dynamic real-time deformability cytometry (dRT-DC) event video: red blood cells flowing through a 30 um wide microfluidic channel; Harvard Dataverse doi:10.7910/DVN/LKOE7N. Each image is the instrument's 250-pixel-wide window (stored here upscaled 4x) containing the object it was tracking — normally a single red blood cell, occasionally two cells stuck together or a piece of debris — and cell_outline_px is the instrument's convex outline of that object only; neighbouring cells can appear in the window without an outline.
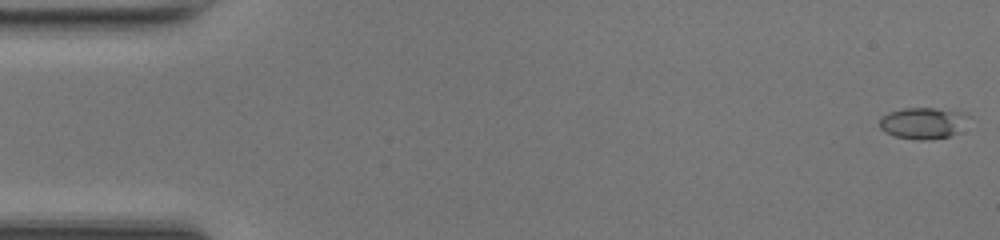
{"species": "common noctule bat (a hibernating species)", "species_latin": "Nyctalus noctula", "temperature_condition": "room temperature", "stored_images_in_passage": 49, "camera_frame_rate_fps": 3000, "um_per_image_px": 0.085, "animal": {"sex": "female", "body_mass_g": 17.0, "forearm_length_mm": 48.0}, "frame": {"image": 1, "passage_image": 1, "time_ms": 0.0, "image_size_px": [1000, 240], "cell_outline_px": [[972, 116], [948, 136], [924, 140], [896, 136], [884, 132], [880, 128], [880, 116], [888, 112], [904, 108], [936, 108], [968, 112]], "centroid_in_image_um": [78.42, 10.42], "position_along_channel_um": 6.6, "area_um2": 16.07}}
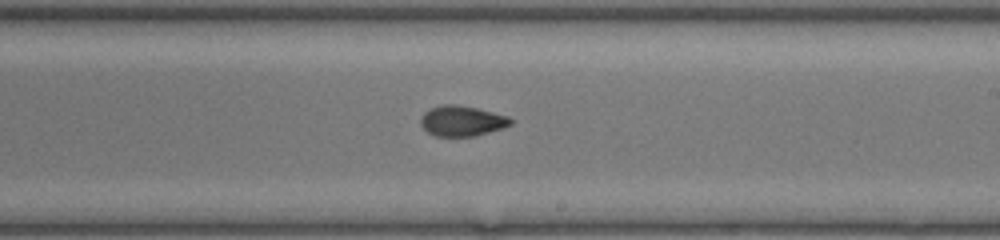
{"frame": {"image": 2, "passage_image": 29, "time_ms": 9.333, "image_size_px": [1000, 240], "cell_outline_px": [[512, 124], [504, 128], [472, 136], [436, 136], [428, 132], [420, 124], [420, 120], [424, 112], [440, 104], [456, 104], [476, 108], [508, 116], [512, 120]], "centroid_in_image_um": [39.26, 10.27], "position_along_channel_um": 249.7, "area_um2": 15.84}}
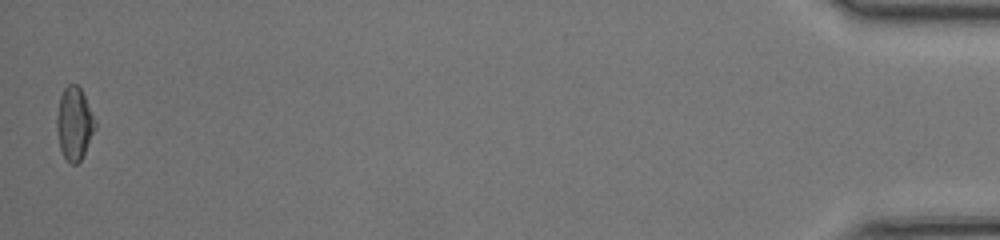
{"frame": {"image": 3, "passage_image": 49, "time_ms": 16.0, "image_size_px": [1000, 240], "cell_outline_px": [[96, 128], [80, 160], [76, 164], [72, 164], [64, 156], [60, 148], [56, 128], [56, 116], [60, 96], [64, 88], [68, 84], [76, 84], [80, 88], [96, 120]], "centroid_in_image_um": [6.31, 10.48], "position_along_channel_um": 428.9, "area_um2": 16.13}, "authors_computed_cell_mechanics": {"area_um2": 15.6638, "velocity_mm_per_s": 4.2352, "shape_relaxation_time_tau1_ms": 4.6634, "shape_relaxation_time_tau2_ms": 1.8611, "deformation_change_tau1": 0.1642, "deformation_change_tau2": 0.0758}}